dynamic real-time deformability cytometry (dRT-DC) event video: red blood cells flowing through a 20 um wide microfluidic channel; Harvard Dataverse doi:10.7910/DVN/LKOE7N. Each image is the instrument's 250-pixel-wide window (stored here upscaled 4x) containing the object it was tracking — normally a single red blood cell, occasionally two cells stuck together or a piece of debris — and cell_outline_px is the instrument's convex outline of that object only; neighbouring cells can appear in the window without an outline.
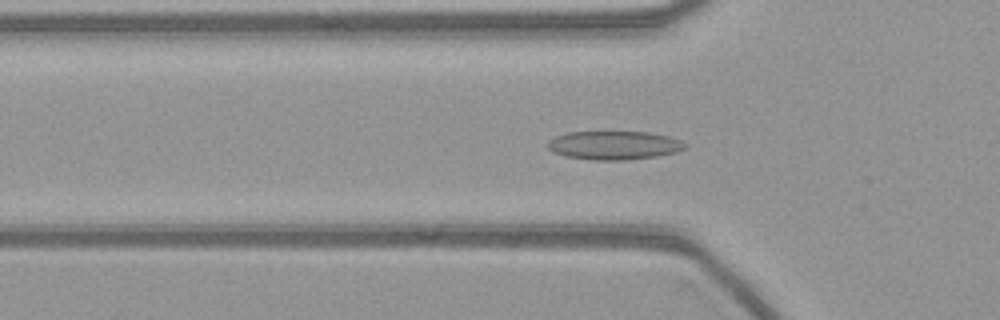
{"species": "common noctule bat (a hibernating species)", "species_latin": "Nyctalus noctula", "temperature_condition": "warm", "stored_images_in_passage": 54, "camera_frame_rate_fps": 3000, "um_per_image_px": 0.085, "animal": {"sex": "female", "body_mass_g": 21.9}, "frame": {"image": 1, "passage_image": 17, "time_ms": 5.333, "image_size_px": [1000, 320], "cell_outline_px": [[688, 148], [676, 152], [656, 156], [624, 160], [592, 160], [564, 156], [552, 152], [548, 148], [548, 140], [556, 136], [568, 132], [648, 132], [668, 136], [680, 140], [688, 144]], "centroid_in_image_um": [52.2, 12.35], "position_along_channel_um": 73.6, "area_um2": 23.0}}
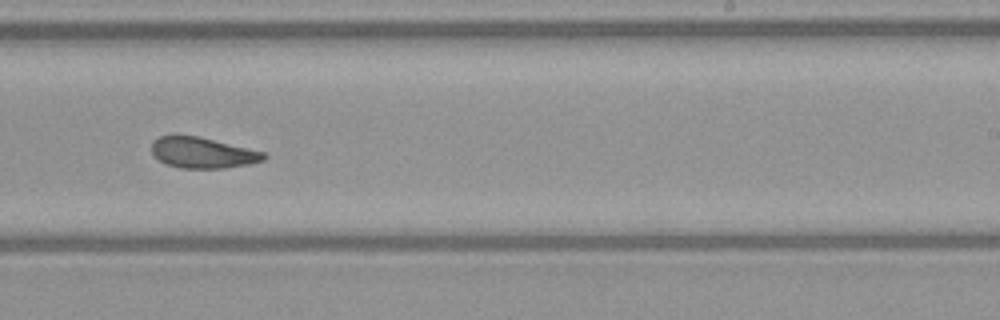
{"frame": {"image": 2, "passage_image": 33, "time_ms": 10.667, "image_size_px": [1000, 320], "cell_outline_px": [[268, 156], [264, 160], [252, 164], [224, 168], [180, 168], [168, 164], [160, 160], [152, 152], [152, 140], [160, 136], [176, 132], [196, 136], [248, 148], [264, 152]], "centroid_in_image_um": [17.2, 12.95], "position_along_channel_um": 271.8, "area_um2": 20.4}}
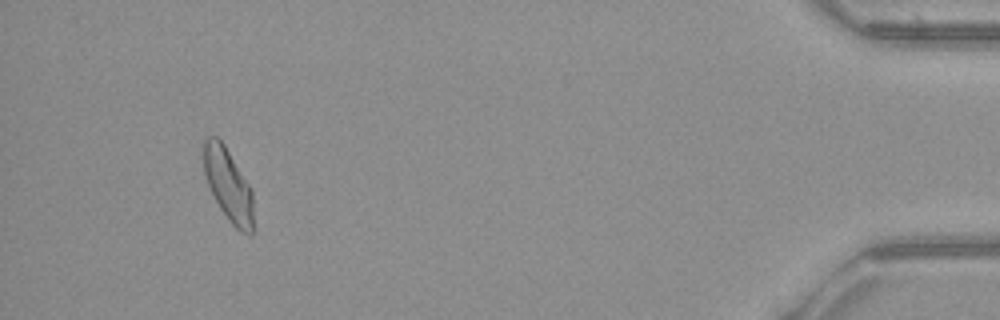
{"frame": {"image": 3, "passage_image": 51, "time_ms": 16.667, "image_size_px": [1000, 320], "cell_outline_px": [[252, 232], [240, 232], [228, 220], [220, 208], [204, 176], [204, 136], [216, 136], [224, 144], [252, 188]], "centroid_in_image_um": [19.39, 15.67], "position_along_channel_um": 415.8, "area_um2": 20.81}}